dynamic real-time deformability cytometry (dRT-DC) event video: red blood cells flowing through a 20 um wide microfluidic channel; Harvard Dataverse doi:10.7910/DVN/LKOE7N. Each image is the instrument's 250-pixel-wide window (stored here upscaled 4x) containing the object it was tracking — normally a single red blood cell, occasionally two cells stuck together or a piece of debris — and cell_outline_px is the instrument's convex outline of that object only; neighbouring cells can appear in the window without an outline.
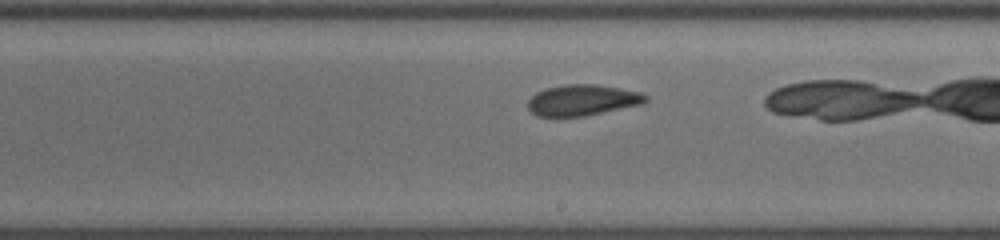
{"species": "common noctule bat (a hibernating species)", "species_latin": "Nyctalus noctula", "temperature_condition": "cold", "stored_images_in_passage": 27, "camera_frame_rate_fps": 3000, "um_per_image_px": 0.085, "animal": {"sex": "female", "body_mass_g": 19.5, "forearm_length_mm": 54.1}, "frame": {"image": 1, "passage_image": 16, "time_ms": 5.0, "image_size_px": [1000, 240], "cell_outline_px": [[648, 100], [644, 104], [584, 116], [536, 116], [528, 108], [528, 100], [536, 92], [544, 88], [564, 84], [596, 84], [620, 88], [640, 92], [648, 96]], "centroid_in_image_um": [49.52, 8.5], "position_along_channel_um": 239.5, "area_um2": 21.39}}